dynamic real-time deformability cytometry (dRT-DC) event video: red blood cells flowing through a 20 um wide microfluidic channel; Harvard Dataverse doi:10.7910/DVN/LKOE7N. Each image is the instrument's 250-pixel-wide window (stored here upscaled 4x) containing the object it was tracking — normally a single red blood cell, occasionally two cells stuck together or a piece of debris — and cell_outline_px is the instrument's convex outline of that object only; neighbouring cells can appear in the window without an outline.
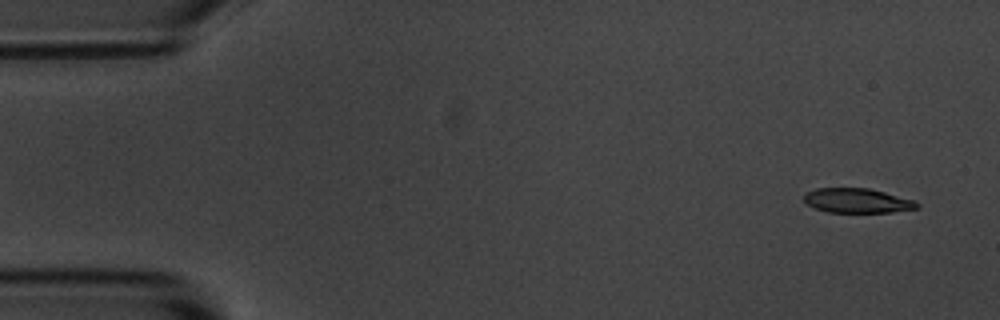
{"species": "common noctule bat (a hibernating species)", "species_latin": "Nyctalus noctula", "temperature_condition": "room temperature", "stored_images_in_passage": 5, "camera_frame_rate_fps": 3000, "um_per_image_px": 0.085, "animal": {"sex": "male", "body_mass_g": 20.1, "forearm_length_mm": 53.5}, "frame": {"image": 1, "passage_image": 1, "time_ms": 0.0, "image_size_px": [1000, 320], "cell_outline_px": [[920, 208], [892, 212], [828, 212], [816, 208], [808, 204], [804, 200], [804, 192], [816, 188], [868, 188], [916, 200], [920, 204]], "centroid_in_image_um": [72.9, 17.05], "position_along_channel_um": 12.1, "area_um2": 16.24}}
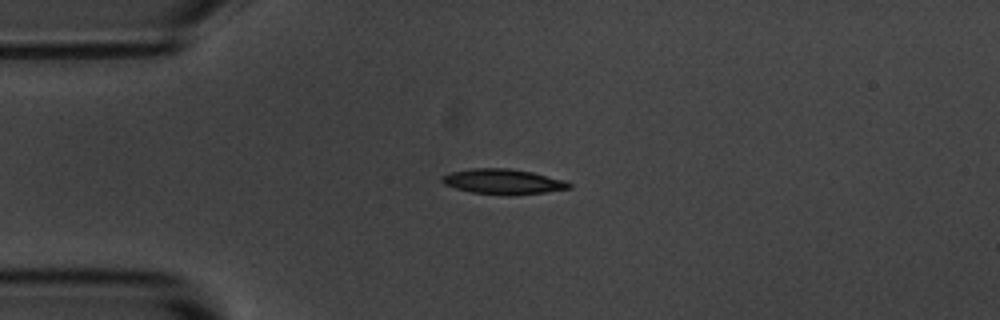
{"frame": {"image": 2, "passage_image": 4, "time_ms": 3.333, "image_size_px": [1000, 320], "cell_outline_px": [[572, 188], [544, 192], [512, 196], [504, 196], [472, 192], [456, 188], [444, 184], [440, 180], [440, 176], [452, 172], [472, 168], [508, 168], [532, 172], [564, 180], [572, 184]], "centroid_in_image_um": [42.76, 15.44], "position_along_channel_um": 42.2, "area_um2": 18.79}}